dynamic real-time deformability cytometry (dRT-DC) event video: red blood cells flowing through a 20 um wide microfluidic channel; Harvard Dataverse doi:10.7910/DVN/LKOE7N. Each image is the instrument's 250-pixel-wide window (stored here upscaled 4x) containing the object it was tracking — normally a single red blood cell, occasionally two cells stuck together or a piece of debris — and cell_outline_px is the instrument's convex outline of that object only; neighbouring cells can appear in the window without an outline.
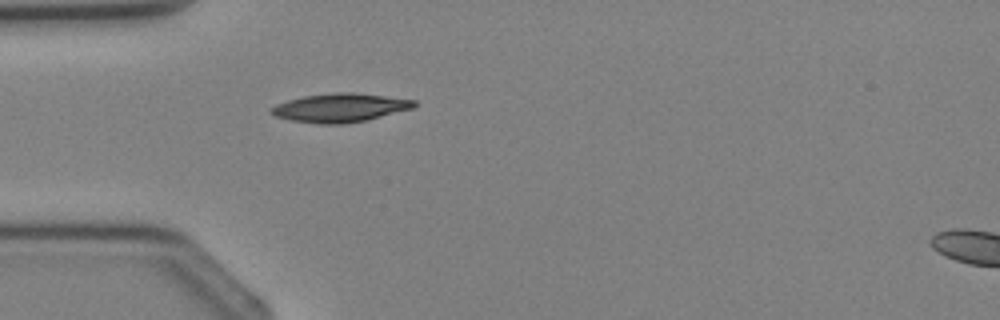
{"species": "Egyptian fruit bat (a non-hibernating species)", "species_latin": "Rousettus aegyptiacus", "temperature_condition": "cold", "stored_images_in_passage": 4, "segment_of_instrument_passage": [1, 2], "camera_frame_rate_fps": 3000, "um_per_image_px": 0.085, "animal": {"sex": "female"}, "frame": {"image": 1, "passage_image": 3, "time_ms": 2.333, "image_size_px": [1000, 320], "cell_outline_px": [[416, 104], [412, 108], [364, 120], [340, 124], [320, 124], [292, 120], [276, 116], [268, 112], [276, 104], [288, 100], [304, 96], [336, 92], [352, 92], [416, 100]], "centroid_in_image_um": [28.87, 9.15], "position_along_channel_um": 56.1, "area_um2": 23.41}}